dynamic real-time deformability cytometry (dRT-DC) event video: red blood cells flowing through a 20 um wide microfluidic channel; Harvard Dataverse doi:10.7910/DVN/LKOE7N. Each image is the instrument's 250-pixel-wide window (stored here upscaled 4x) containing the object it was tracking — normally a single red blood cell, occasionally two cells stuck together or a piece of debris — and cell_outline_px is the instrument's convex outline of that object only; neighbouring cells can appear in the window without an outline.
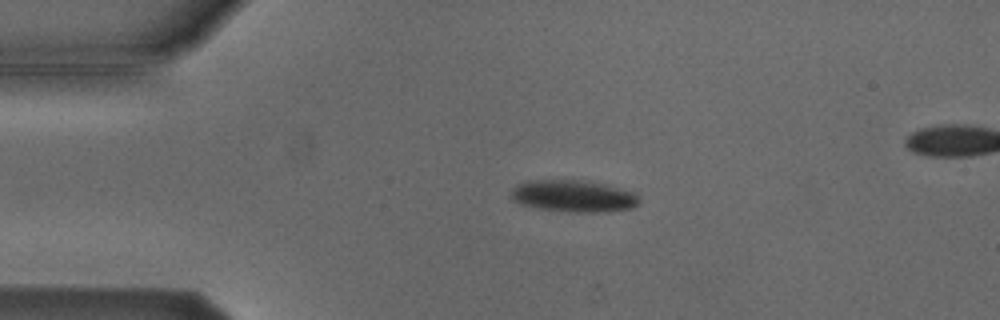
{"species": "Egyptian fruit bat (a non-hibernating species)", "species_latin": "Rousettus aegyptiacus", "temperature_condition": "cold", "stored_images_in_passage": 4, "camera_frame_rate_fps": 3000, "um_per_image_px": 0.085, "animal": {"sex": "male"}, "frame": {"image": 1, "passage_image": 3, "time_ms": 2.333, "image_size_px": [1000, 320], "cell_outline_px": [[640, 204], [632, 208], [604, 212], [568, 212], [536, 208], [520, 204], [512, 200], [508, 196], [512, 188], [528, 180], [576, 180], [604, 184], [636, 192], [640, 196]], "centroid_in_image_um": [48.75, 16.68], "position_along_channel_um": 36.3, "area_um2": 24.16}}